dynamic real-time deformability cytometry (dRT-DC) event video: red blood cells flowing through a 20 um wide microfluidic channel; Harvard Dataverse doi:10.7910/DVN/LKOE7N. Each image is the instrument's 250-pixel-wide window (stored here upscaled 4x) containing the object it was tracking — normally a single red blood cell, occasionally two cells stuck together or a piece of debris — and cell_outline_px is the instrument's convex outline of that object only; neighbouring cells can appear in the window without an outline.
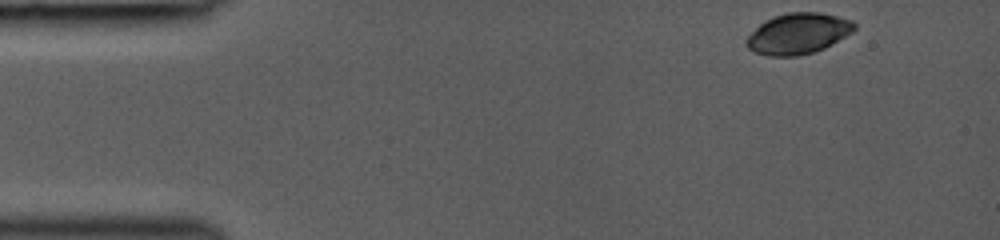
{"species": "common noctule bat (a hibernating species)", "species_latin": "Nyctalus noctula", "temperature_condition": "room temperature", "stored_images_in_passage": 28, "camera_frame_rate_fps": 3000, "um_per_image_px": 0.085, "animal": {"sex": "female", "body_mass_g": 19.0, "forearm_length_mm": 53.3}, "frame": {"image": 1, "passage_image": 1, "time_ms": 0.0, "image_size_px": [1000, 240], "cell_outline_px": [[856, 28], [852, 32], [824, 48], [812, 52], [796, 56], [768, 56], [756, 52], [748, 48], [744, 44], [744, 40], [764, 20], [788, 12], [820, 12], [852, 20], [856, 24]], "centroid_in_image_um": [67.82, 2.85], "position_along_channel_um": 17.2, "area_um2": 25.55}}
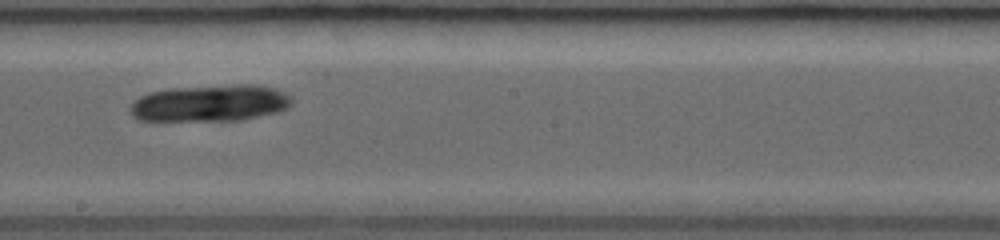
{"frame": {"image": 2, "passage_image": 15, "time_ms": 7.333, "image_size_px": [1000, 240], "cell_outline_px": [[292, 104], [288, 108], [280, 112], [240, 120], [140, 120], [132, 116], [128, 108], [140, 96], [152, 92], [168, 88], [240, 84], [252, 84], [276, 88], [292, 96]], "centroid_in_image_um": [17.91, 8.76], "position_along_channel_um": 230.3, "area_um2": 34.74}}
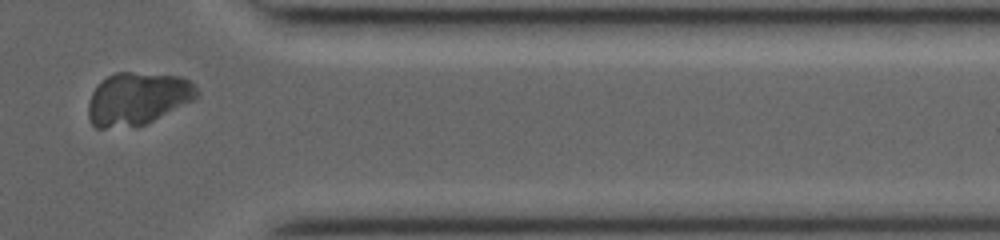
{"frame": {"image": 3, "passage_image": 26, "time_ms": 11.333, "image_size_px": [1000, 240], "cell_outline_px": [[200, 96], [196, 100], [144, 124], [104, 128], [96, 128], [92, 124], [88, 116], [88, 100], [92, 92], [108, 76], [116, 72], [132, 72], [180, 76], [188, 80], [200, 92]], "centroid_in_image_um": [11.72, 8.37], "position_along_channel_um": 399.7, "area_um2": 33.12}}